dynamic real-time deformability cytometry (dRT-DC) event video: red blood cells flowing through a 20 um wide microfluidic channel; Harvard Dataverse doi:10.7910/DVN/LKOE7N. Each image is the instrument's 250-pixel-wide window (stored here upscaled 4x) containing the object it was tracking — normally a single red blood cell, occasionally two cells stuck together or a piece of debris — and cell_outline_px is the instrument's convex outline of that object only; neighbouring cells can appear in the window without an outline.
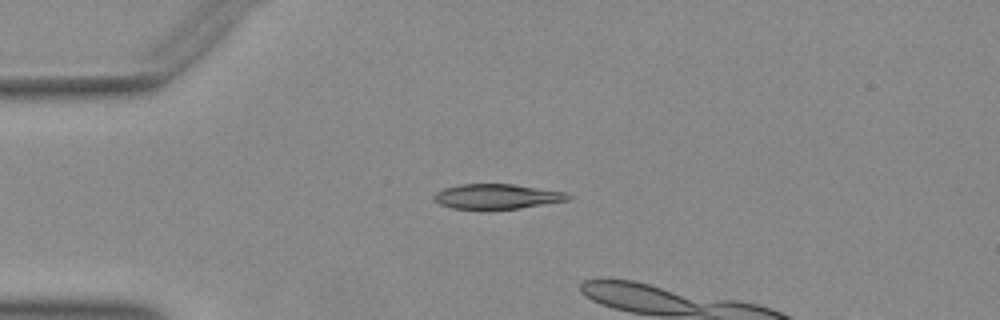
{"species": "Egyptian fruit bat (a non-hibernating species)", "species_latin": "Rousettus aegyptiacus", "temperature_condition": "warm", "stored_images_in_passage": 4, "camera_frame_rate_fps": 3000, "um_per_image_px": 0.085, "animal": {"sex": "female"}, "frame": {"image": 1, "passage_image": 1, "time_ms": 0.0, "image_size_px": [1000, 320], "cell_outline_px": [[572, 196], [568, 200], [520, 208], [452, 208], [440, 204], [432, 200], [432, 196], [436, 192], [444, 188], [460, 184], [512, 184], [564, 192]], "centroid_in_image_um": [42.19, 16.69], "position_along_channel_um": 42.8, "area_um2": 19.13}}